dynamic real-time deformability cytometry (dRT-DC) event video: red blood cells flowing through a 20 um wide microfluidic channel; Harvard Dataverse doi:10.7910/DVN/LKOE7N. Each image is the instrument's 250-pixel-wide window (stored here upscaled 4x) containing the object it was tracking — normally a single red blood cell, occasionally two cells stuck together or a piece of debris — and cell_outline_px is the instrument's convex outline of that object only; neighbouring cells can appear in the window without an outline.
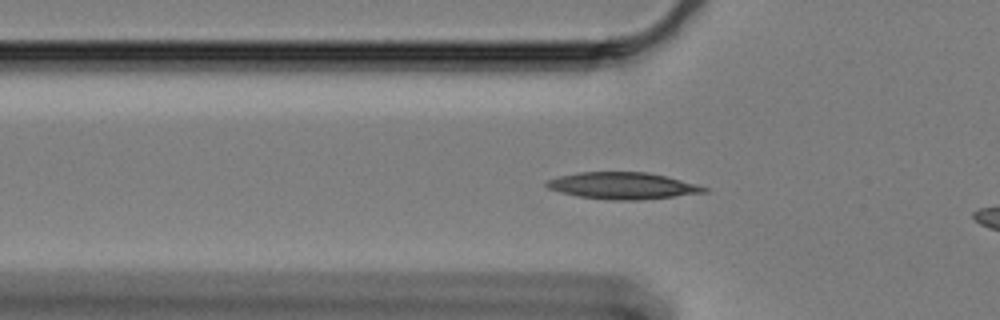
{"species": "Egyptian fruit bat (a non-hibernating species)", "species_latin": "Rousettus aegyptiacus", "temperature_condition": "cold", "stored_images_in_passage": 6, "camera_frame_rate_fps": 3000, "um_per_image_px": 0.085, "animal": {"sex": "female"}, "frame": {"image": 1, "passage_image": 3, "time_ms": 0.667, "image_size_px": [1000, 320], "cell_outline_px": [[708, 192], [640, 200], [612, 200], [576, 196], [560, 192], [548, 188], [544, 184], [548, 180], [560, 176], [576, 172], [648, 172], [668, 176], [696, 184], [708, 188]], "centroid_in_image_um": [52.92, 15.78], "position_along_channel_um": 72.9, "area_um2": 24.57}}